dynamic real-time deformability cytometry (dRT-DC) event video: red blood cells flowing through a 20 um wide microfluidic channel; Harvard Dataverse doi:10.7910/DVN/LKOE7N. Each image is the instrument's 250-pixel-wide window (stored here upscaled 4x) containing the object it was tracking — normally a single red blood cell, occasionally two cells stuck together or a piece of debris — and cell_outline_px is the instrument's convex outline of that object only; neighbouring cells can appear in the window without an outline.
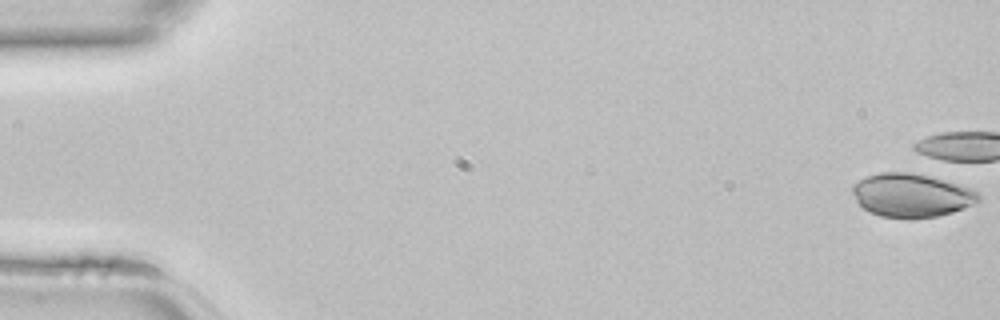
{"species": "common noctule bat (a hibernating species)", "species_latin": "Nyctalus noctula", "temperature_condition": "room temperature", "stored_images_in_passage": 4, "camera_frame_rate_fps": 3000, "um_per_image_px": 0.085, "animal": {"sex": "female", "body_mass_g": 22.7, "forearm_length_mm": 54.2}, "frame": {"image": 1, "passage_image": 1, "time_ms": 0.0, "image_size_px": [1000, 320], "cell_outline_px": [[980, 200], [964, 208], [952, 212], [936, 216], [880, 216], [868, 212], [856, 200], [852, 192], [852, 184], [868, 176], [884, 172], [908, 172], [928, 176], [956, 184], [968, 188], [976, 192], [980, 196]], "centroid_in_image_um": [77.43, 16.58], "position_along_channel_um": 7.6, "area_um2": 30.98}}